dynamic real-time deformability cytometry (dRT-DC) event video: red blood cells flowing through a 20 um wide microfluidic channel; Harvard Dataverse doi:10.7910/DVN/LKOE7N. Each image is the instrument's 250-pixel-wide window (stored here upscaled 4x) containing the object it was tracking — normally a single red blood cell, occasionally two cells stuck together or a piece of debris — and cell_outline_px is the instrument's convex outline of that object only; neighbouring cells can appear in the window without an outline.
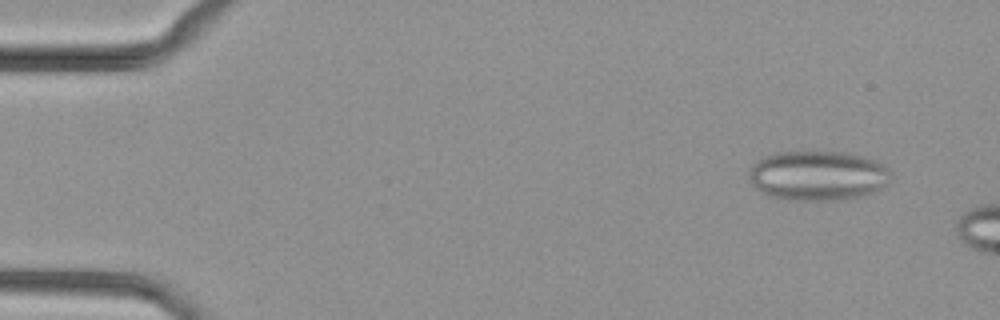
{"species": "common noctule bat (a hibernating species)", "species_latin": "Nyctalus noctula", "temperature_condition": "cold", "stored_images_in_passage": 13, "camera_frame_rate_fps": 3000, "um_per_image_px": 0.085, "animal": {"sex": "female", "body_mass_g": 29.2, "forearm_length_mm": 56.3}, "frame": {"image": 1, "passage_image": 4, "time_ms": 1.0, "image_size_px": [1000, 320], "cell_outline_px": [[892, 172], [888, 180], [876, 192], [864, 196], [848, 200], [792, 200], [772, 196], [760, 192], [752, 184], [752, 164], [756, 160], [764, 156], [776, 152], [844, 152], [864, 156], [876, 160], [884, 164]], "centroid_in_image_um": [69.57, 14.93], "position_along_channel_um": 15.4, "area_um2": 41.27}}